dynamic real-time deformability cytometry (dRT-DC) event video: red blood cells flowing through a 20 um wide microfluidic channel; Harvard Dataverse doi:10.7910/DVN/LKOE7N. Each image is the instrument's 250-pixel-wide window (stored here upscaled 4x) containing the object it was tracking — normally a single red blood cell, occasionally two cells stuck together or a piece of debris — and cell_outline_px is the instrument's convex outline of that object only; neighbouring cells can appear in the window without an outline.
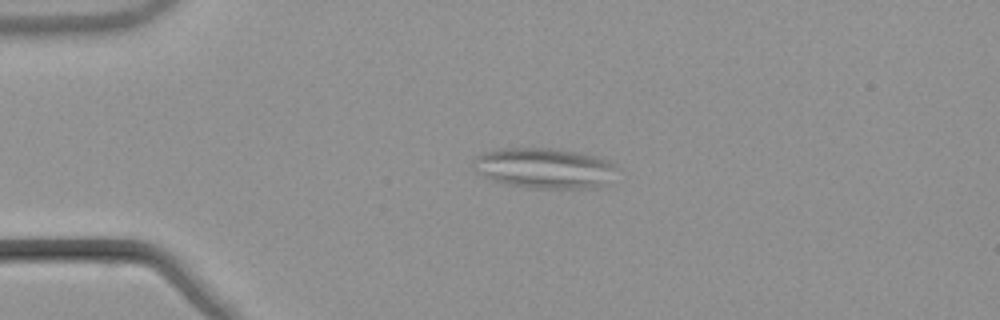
{"species": "common noctule bat (a hibernating species)", "species_latin": "Nyctalus noctula", "temperature_condition": "warm", "stored_images_in_passage": 54, "camera_frame_rate_fps": 3000, "um_per_image_px": 0.085, "animal": {"sex": "male", "body_mass_g": 21.5, "forearm_length_mm": 52.0}, "frame": {"image": 1, "passage_image": 13, "time_ms": 4.0, "image_size_px": [1000, 320], "cell_outline_px": [[612, 164], [596, 184], [580, 188], [528, 188], [496, 180], [488, 176], [484, 172], [476, 160], [476, 156], [488, 152], [504, 148], [560, 148], [596, 156]], "centroid_in_image_um": [46.18, 14.24], "position_along_channel_um": 38.8, "area_um2": 31.1}}
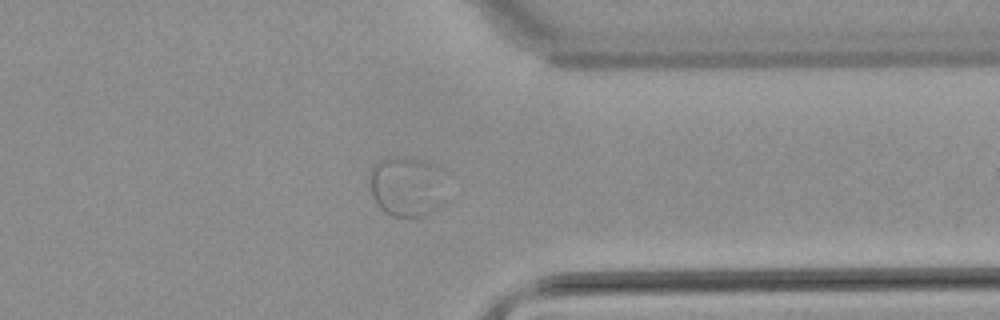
{"frame": {"image": 2, "passage_image": 43, "time_ms": 14.0, "image_size_px": [1000, 320], "cell_outline_px": [[456, 196], [448, 204], [424, 216], [392, 216], [384, 212], [380, 208], [372, 196], [368, 180], [368, 172], [372, 164], [384, 156], [392, 156], [420, 160], [432, 164], [440, 168]], "centroid_in_image_um": [34.72, 15.87], "position_along_channel_um": 376.7, "area_um2": 29.07}}
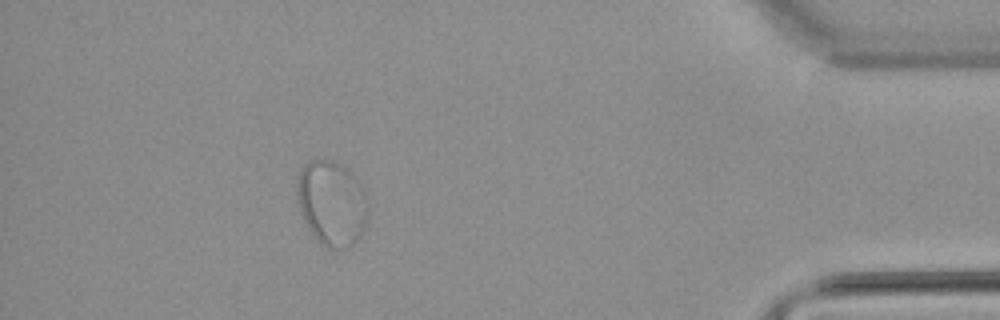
{"frame": {"image": 3, "passage_image": 49, "time_ms": 16.0, "image_size_px": [1000, 320], "cell_outline_px": [[368, 220], [360, 236], [348, 248], [336, 252], [328, 248], [312, 232], [304, 220], [300, 212], [296, 188], [300, 168], [304, 164], [312, 160], [332, 160], [340, 164], [364, 188], [368, 200]], "centroid_in_image_um": [28.22, 17.29], "position_along_channel_um": 407.0, "area_um2": 35.2}}